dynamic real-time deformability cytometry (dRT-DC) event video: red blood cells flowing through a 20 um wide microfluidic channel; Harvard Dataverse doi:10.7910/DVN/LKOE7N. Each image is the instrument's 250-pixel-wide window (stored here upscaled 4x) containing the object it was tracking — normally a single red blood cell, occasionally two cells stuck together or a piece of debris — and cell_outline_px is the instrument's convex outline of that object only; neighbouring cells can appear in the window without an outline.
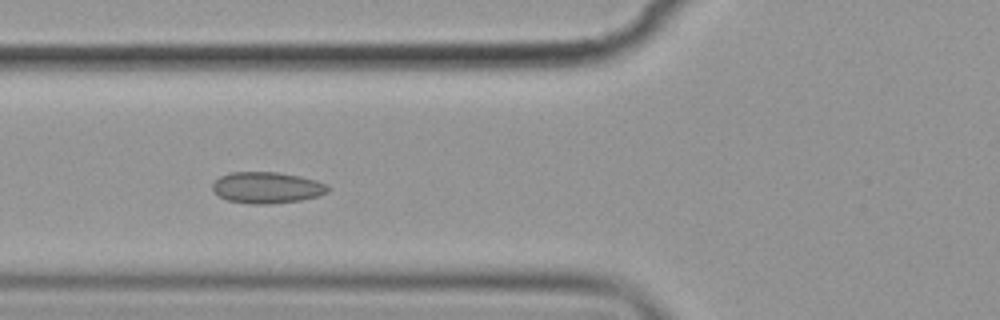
{"species": "common noctule bat (a hibernating species)", "species_latin": "Nyctalus noctula", "temperature_condition": "cold", "stored_images_in_passage": 7, "camera_frame_rate_fps": 3000, "um_per_image_px": 0.085, "animal": {"sex": "female", "body_mass_g": 19.9}, "frame": {"image": 1, "passage_image": 6, "time_ms": 6.0, "image_size_px": [1000, 320], "cell_outline_px": [[328, 192], [320, 196], [300, 200], [268, 204], [252, 204], [228, 200], [212, 192], [212, 184], [220, 176], [228, 172], [276, 172], [300, 176], [316, 180], [328, 184]], "centroid_in_image_um": [22.68, 15.94], "position_along_channel_um": 103.1, "area_um2": 21.15}}
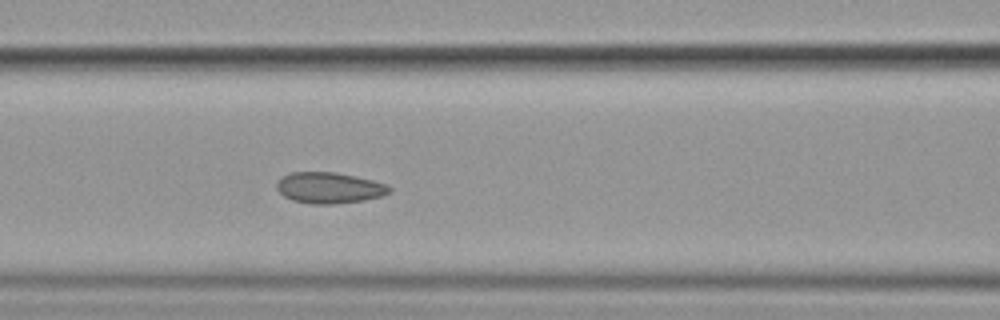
{"frame": {"image": 2, "passage_image": 7, "time_ms": 7.0, "image_size_px": [1000, 320], "cell_outline_px": [[392, 192], [380, 196], [364, 200], [332, 204], [312, 204], [292, 200], [284, 196], [276, 188], [276, 184], [288, 172], [336, 172], [356, 176], [388, 184], [392, 188]], "centroid_in_image_um": [28.01, 15.96], "position_along_channel_um": 138.6, "area_um2": 20.4}}